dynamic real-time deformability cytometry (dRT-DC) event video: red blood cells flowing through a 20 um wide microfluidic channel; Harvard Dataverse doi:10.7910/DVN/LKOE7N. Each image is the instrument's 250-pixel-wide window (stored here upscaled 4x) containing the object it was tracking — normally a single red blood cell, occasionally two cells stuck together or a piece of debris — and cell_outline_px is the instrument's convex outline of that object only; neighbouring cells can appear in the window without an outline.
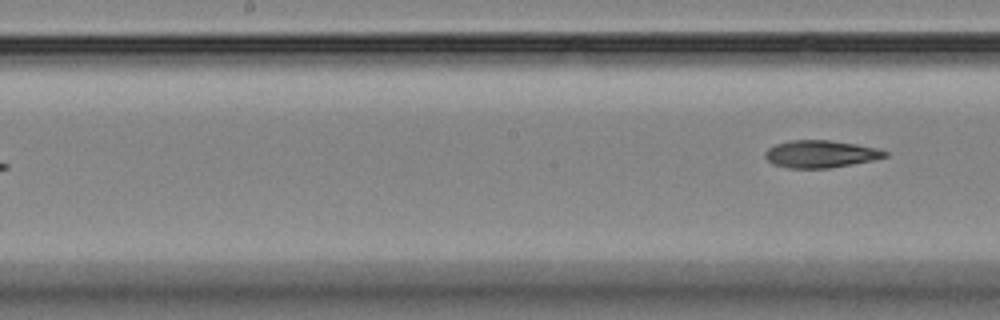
{"species": "Egyptian fruit bat (a non-hibernating species)", "species_latin": "Rousettus aegyptiacus", "temperature_condition": "room temperature", "stored_images_in_passage": 9, "segment_of_instrument_passage": [2, 2], "camera_frame_rate_fps": 3000, "um_per_image_px": 0.085, "animal": {"sex": "female"}, "frame": {"image": 1, "passage_image": 9, "time_ms": 10.0, "image_size_px": [1000, 320], "cell_outline_px": [[888, 156], [872, 160], [852, 164], [828, 168], [788, 168], [772, 164], [764, 156], [764, 152], [768, 148], [776, 144], [792, 140], [828, 140], [856, 144], [876, 148], [888, 152]], "centroid_in_image_um": [69.72, 13.09], "position_along_channel_um": 178.5, "area_um2": 19.02}}